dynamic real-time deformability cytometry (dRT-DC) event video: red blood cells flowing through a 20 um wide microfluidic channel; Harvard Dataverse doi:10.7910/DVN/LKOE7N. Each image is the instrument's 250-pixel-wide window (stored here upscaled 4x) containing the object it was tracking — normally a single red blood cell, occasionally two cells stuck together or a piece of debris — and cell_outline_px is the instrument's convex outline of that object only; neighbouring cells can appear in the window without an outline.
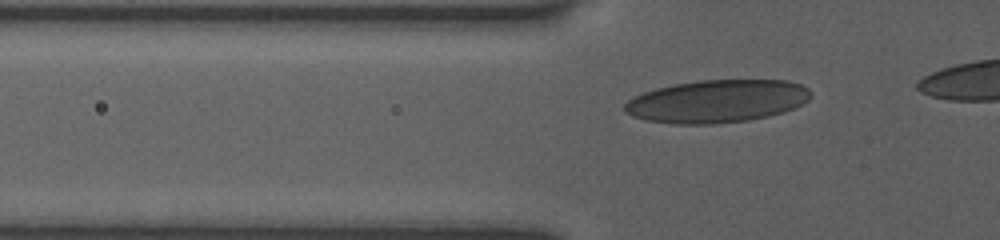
{"species": "human", "species_latin": "Homo sapiens", "temperature_condition": "room temperature", "stored_images_in_passage": 41, "camera_frame_rate_fps": 3000, "um_per_image_px": 0.085, "donor": {"sex": "female"}, "frame": {"image": 1, "passage_image": 3, "time_ms": 0.333, "image_size_px": [1000, 240], "cell_outline_px": [[812, 96], [808, 100], [784, 112], [768, 116], [748, 120], [712, 124], [676, 124], [644, 120], [632, 116], [624, 112], [624, 104], [628, 100], [644, 92], [656, 88], [672, 84], [700, 80], [788, 80], [800, 84], [808, 88], [812, 92]], "centroid_in_image_um": [60.93, 8.6], "position_along_channel_um": 64.9, "area_um2": 46.53}}
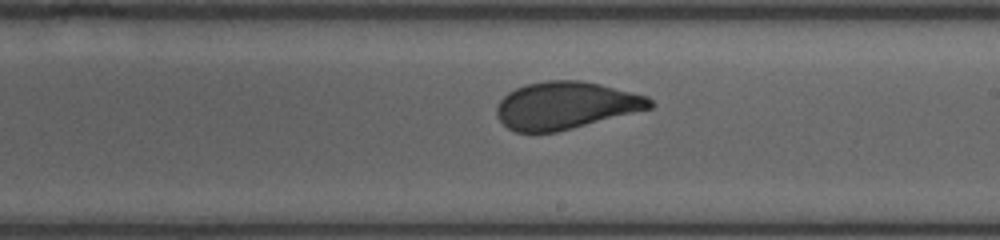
{"frame": {"image": 2, "passage_image": 24, "time_ms": 5.0, "image_size_px": [1000, 240], "cell_outline_px": [[656, 104], [652, 108], [556, 132], [516, 132], [508, 128], [496, 116], [496, 108], [500, 100], [508, 92], [524, 84], [548, 80], [580, 80], [600, 84], [648, 96]], "centroid_in_image_um": [48.08, 8.95], "position_along_channel_um": 240.9, "area_um2": 42.25}}
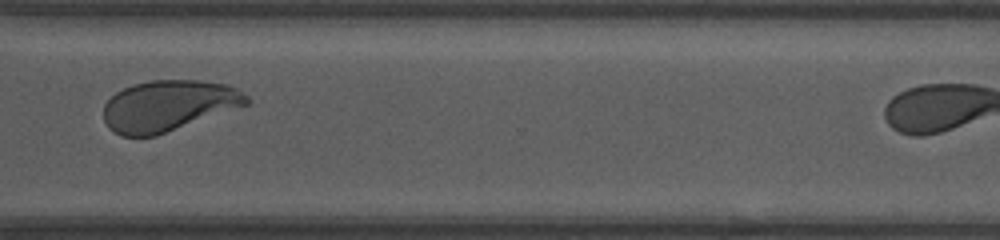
{"frame": {"image": 3, "passage_image": 40, "time_ms": 8.0, "image_size_px": [1000, 240], "cell_outline_px": [[252, 100], [248, 104], [156, 136], [120, 136], [108, 128], [104, 120], [104, 104], [116, 92], [132, 84], [152, 80], [200, 80], [228, 84], [236, 88], [248, 96]], "centroid_in_image_um": [14.31, 8.98], "position_along_channel_um": 356.3, "area_um2": 42.48}}